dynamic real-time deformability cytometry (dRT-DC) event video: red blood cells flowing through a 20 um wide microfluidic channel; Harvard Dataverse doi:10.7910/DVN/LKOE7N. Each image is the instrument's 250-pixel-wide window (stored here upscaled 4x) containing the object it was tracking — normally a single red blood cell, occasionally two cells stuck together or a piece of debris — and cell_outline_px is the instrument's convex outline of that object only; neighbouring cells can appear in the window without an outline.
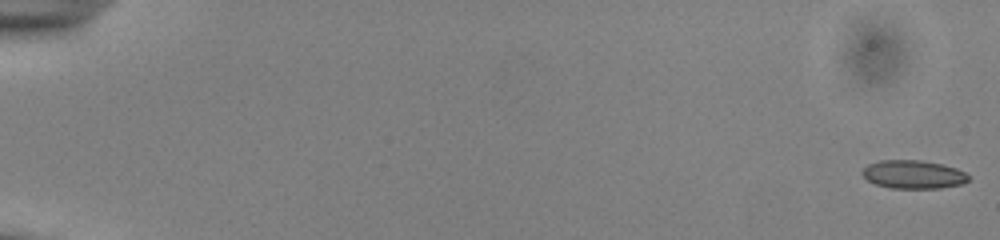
{"species": "common noctule bat (a hibernating species)", "species_latin": "Nyctalus noctula", "temperature_condition": "cold", "stored_images_in_passage": 55, "camera_frame_rate_fps": 3000, "um_per_image_px": 0.085, "animal": {"sex": "male", "body_mass_g": 13.0, "forearm_length_mm": 53.1}, "frame": {"image": 1, "passage_image": 1, "time_ms": 0.0, "image_size_px": [1000, 240], "cell_outline_px": [[968, 180], [964, 184], [940, 188], [888, 188], [876, 184], [868, 180], [860, 172], [868, 164], [880, 160], [920, 160], [940, 164], [956, 168], [964, 172], [968, 176]], "centroid_in_image_um": [77.62, 14.83], "position_along_channel_um": 7.4, "area_um2": 17.51}}
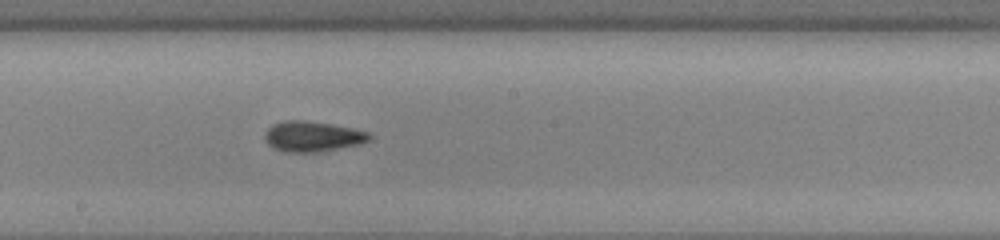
{"frame": {"image": 2, "passage_image": 32, "time_ms": 10.333, "image_size_px": [1000, 240], "cell_outline_px": [[372, 136], [368, 140], [360, 144], [316, 152], [284, 152], [272, 148], [264, 140], [264, 132], [272, 124], [284, 120], [304, 120], [332, 124], [352, 128], [368, 132]], "centroid_in_image_um": [26.5, 11.59], "position_along_channel_um": 221.7, "area_um2": 18.61}}
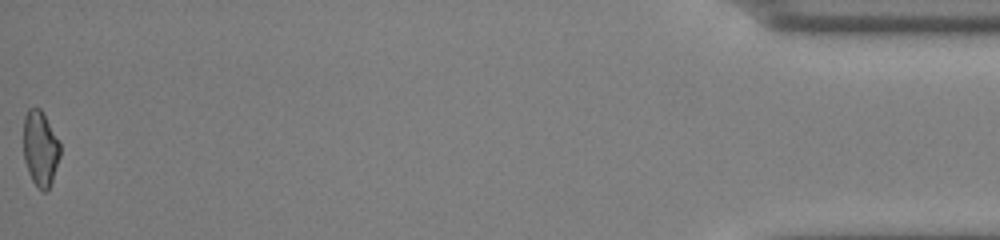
{"frame": {"image": 3, "passage_image": 55, "time_ms": 18.0, "image_size_px": [1000, 240], "cell_outline_px": [[60, 156], [52, 180], [48, 188], [44, 192], [32, 180], [28, 172], [24, 160], [24, 116], [28, 108], [40, 108], [60, 140]], "centroid_in_image_um": [3.43, 12.58], "position_along_channel_um": 431.8, "area_um2": 16.01}, "authors_computed_cell_mechanics": {"area_um2": 17.629, "velocity_mm_per_s": 3.8863, "shape_relaxation_time_tau1_ms": 4.5204, "shape_relaxation_time_tau2_ms": 2.8245, "deformation_change_tau1": 0.093, "deformation_change_tau2": 0.0879}}